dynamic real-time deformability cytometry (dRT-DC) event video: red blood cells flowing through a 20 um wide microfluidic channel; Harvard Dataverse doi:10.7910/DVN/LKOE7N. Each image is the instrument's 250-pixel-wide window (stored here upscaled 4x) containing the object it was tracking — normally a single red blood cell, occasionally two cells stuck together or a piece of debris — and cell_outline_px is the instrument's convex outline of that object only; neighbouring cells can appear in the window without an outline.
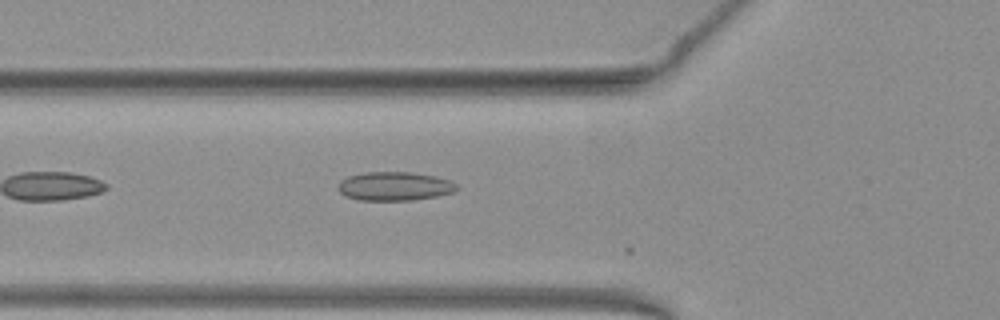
{"species": "common noctule bat (a hibernating species)", "species_latin": "Nyctalus noctula", "temperature_condition": "warm", "stored_images_in_passage": 7, "camera_frame_rate_fps": 3000, "um_per_image_px": 0.085, "animal": {"sex": "female", "body_mass_g": 19.3, "forearm_length_mm": 54.1}, "frame": {"image": 1, "passage_image": 5, "time_ms": 1.333, "image_size_px": [1000, 320], "cell_outline_px": [[460, 188], [452, 192], [436, 196], [412, 200], [360, 200], [344, 196], [336, 188], [340, 180], [348, 176], [364, 172], [412, 172], [436, 176], [448, 180], [456, 184]], "centroid_in_image_um": [33.5, 15.82], "position_along_channel_um": 92.3, "area_um2": 20.0}}